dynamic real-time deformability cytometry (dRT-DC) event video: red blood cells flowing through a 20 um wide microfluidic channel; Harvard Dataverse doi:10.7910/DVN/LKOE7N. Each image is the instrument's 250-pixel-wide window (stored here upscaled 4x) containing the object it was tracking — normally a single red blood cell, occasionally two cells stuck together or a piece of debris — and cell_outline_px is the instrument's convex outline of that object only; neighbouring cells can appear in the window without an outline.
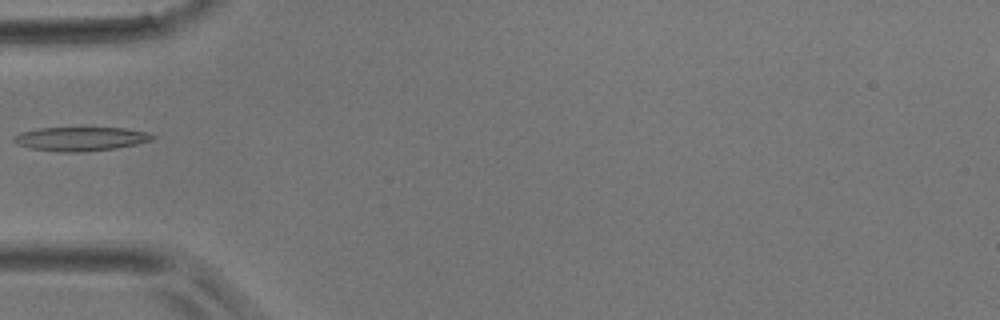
{"species": "common noctule bat (a hibernating species)", "species_latin": "Nyctalus noctula", "temperature_condition": "room temperature", "stored_images_in_passage": 2, "camera_frame_rate_fps": 3000, "um_per_image_px": 0.085, "animal": {"sex": "male", "body_mass_g": 17.9}, "frame": {"image": 1, "passage_image": 2, "time_ms": 0.333, "image_size_px": [1000, 320], "cell_outline_px": [[156, 136], [152, 140], [136, 144], [116, 148], [80, 152], [60, 152], [32, 148], [16, 144], [12, 140], [12, 136], [20, 132], [40, 128], [124, 128], [144, 132]], "centroid_in_image_um": [6.8, 11.8], "position_along_channel_um": 78.2, "area_um2": 19.19}}